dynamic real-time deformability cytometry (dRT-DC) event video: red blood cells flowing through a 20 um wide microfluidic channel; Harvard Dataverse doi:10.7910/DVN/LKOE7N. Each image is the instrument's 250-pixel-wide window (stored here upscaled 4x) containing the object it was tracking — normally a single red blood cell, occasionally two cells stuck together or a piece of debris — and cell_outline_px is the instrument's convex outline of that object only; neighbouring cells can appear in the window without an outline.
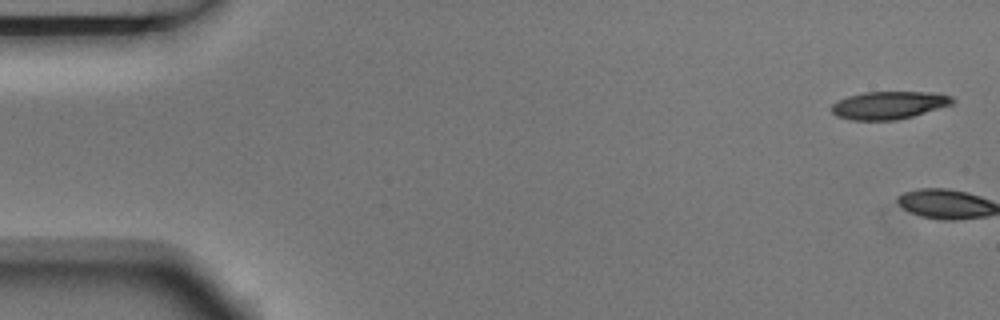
{"species": "Egyptian fruit bat (a non-hibernating species)", "species_latin": "Rousettus aegyptiacus", "temperature_condition": "room temperature", "stored_images_in_passage": 5, "camera_frame_rate_fps": 3000, "um_per_image_px": 0.085, "animal": {"sex": "male"}, "frame": {"image": 1, "passage_image": 1, "time_ms": 0.0, "image_size_px": [1000, 320], "cell_outline_px": [[956, 104], [912, 116], [896, 120], [852, 120], [836, 116], [832, 112], [832, 104], [836, 100], [848, 96], [864, 92], [932, 92], [952, 96], [956, 100]], "centroid_in_image_um": [75.59, 8.93], "position_along_channel_um": 9.4, "area_um2": 19.77}}